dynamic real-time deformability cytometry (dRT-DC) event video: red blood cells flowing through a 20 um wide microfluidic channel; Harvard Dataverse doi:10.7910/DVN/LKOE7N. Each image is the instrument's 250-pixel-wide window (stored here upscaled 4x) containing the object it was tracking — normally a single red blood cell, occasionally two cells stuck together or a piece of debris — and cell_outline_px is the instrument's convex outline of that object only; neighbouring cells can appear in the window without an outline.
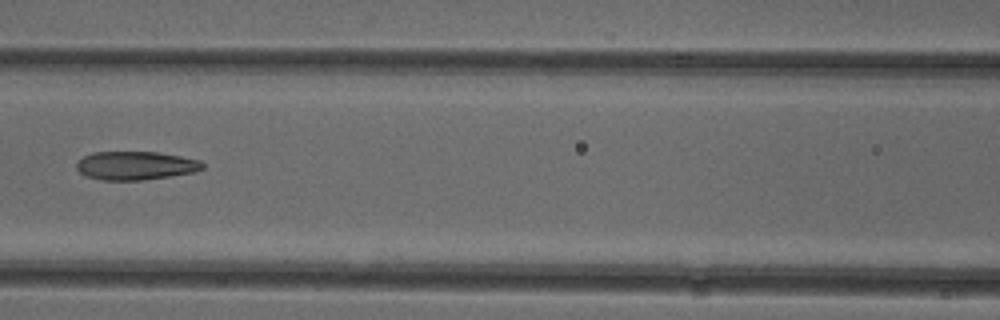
{"species": "common noctule bat (a hibernating species)", "species_latin": "Nyctalus noctula", "temperature_condition": "cold", "stored_images_in_passage": 8, "camera_frame_rate_fps": 3000, "um_per_image_px": 0.085, "animal": {"sex": "female"}, "frame": {"image": 1, "passage_image": 7, "time_ms": 7.0, "image_size_px": [1000, 320], "cell_outline_px": [[204, 168], [192, 172], [168, 176], [140, 180], [104, 180], [88, 176], [80, 172], [76, 168], [76, 164], [84, 156], [92, 152], [156, 152], [180, 156], [200, 160], [204, 164]], "centroid_in_image_um": [11.52, 14.06], "position_along_channel_um": 155.1, "area_um2": 20.63}}
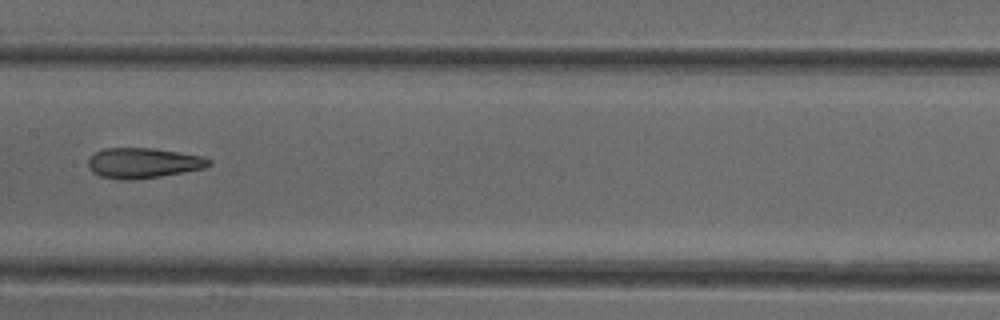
{"frame": {"image": 2, "passage_image": 8, "time_ms": 8.0, "image_size_px": [1000, 320], "cell_outline_px": [[212, 164], [204, 168], [160, 176], [136, 180], [120, 180], [100, 176], [92, 172], [88, 168], [88, 160], [96, 152], [104, 148], [152, 148], [180, 152], [200, 156], [212, 160]], "centroid_in_image_um": [12.15, 13.86], "position_along_channel_um": 195.2, "area_um2": 21.33}}